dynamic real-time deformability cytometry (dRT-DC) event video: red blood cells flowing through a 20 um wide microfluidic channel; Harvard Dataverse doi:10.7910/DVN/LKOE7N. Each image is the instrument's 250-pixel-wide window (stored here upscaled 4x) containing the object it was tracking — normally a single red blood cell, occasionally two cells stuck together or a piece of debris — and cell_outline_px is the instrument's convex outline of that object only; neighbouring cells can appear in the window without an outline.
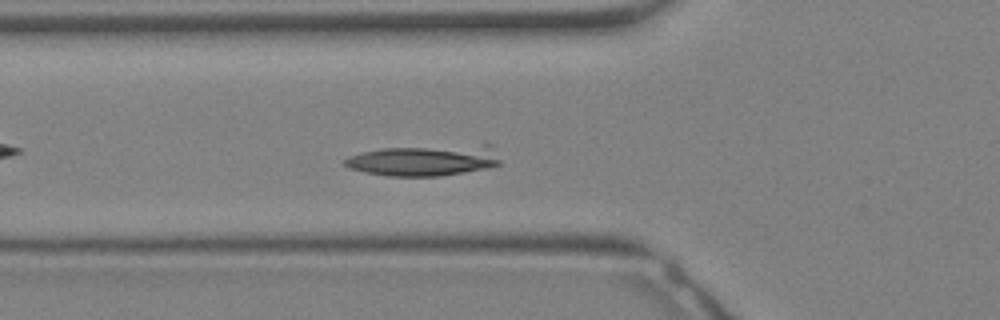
{"species": "Egyptian fruit bat (a non-hibernating species)", "species_latin": "Rousettus aegyptiacus", "temperature_condition": "warm", "stored_images_in_passage": 29, "camera_frame_rate_fps": 3000, "um_per_image_px": 0.085, "animal": {"sex": "female"}, "frame": {"image": 1, "passage_image": 7, "time_ms": 2.0, "image_size_px": [1000, 320], "cell_outline_px": [[500, 164], [484, 168], [464, 172], [440, 176], [388, 176], [364, 172], [348, 168], [344, 164], [344, 160], [348, 156], [360, 152], [380, 148], [484, 144], [492, 144], [500, 160]], "centroid_in_image_um": [36.05, 13.62], "position_along_channel_um": 89.8, "area_um2": 28.26}}
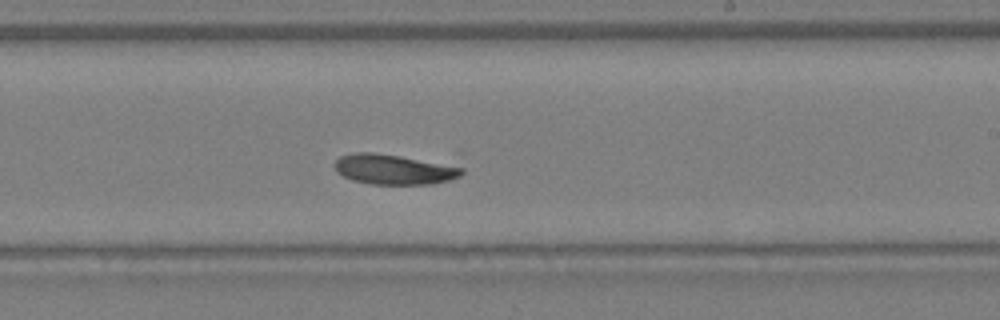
{"frame": {"image": 2, "passage_image": 15, "time_ms": 4.667, "image_size_px": [1000, 320], "cell_outline_px": [[464, 172], [460, 176], [448, 180], [432, 184], [372, 184], [352, 180], [336, 172], [336, 160], [340, 156], [352, 152], [372, 152], [456, 164], [464, 168]], "centroid_in_image_um": [33.54, 14.38], "position_along_channel_um": 255.5, "area_um2": 22.54}}
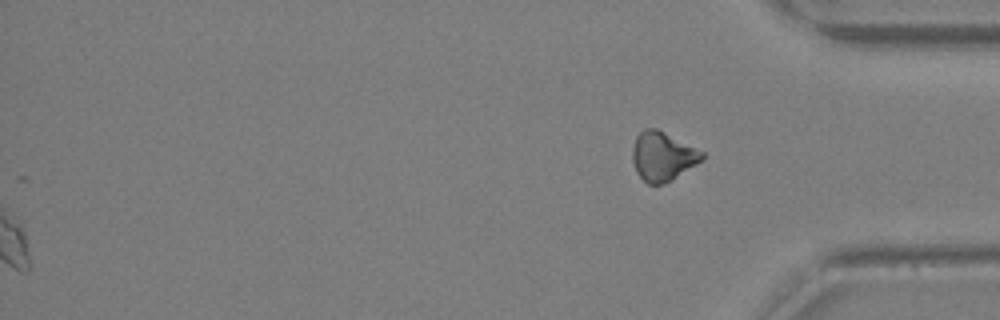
{"frame": {"image": 3, "passage_image": 29, "time_ms": 9.333, "image_size_px": [1000, 320], "cell_outline_px": [[704, 156], [696, 164], [672, 180], [664, 184], [648, 184], [636, 172], [632, 160], [632, 148], [636, 136], [644, 128], [656, 128], [704, 152]], "centroid_in_image_um": [56.29, 13.29], "position_along_channel_um": 378.9, "area_um2": 19.71}}